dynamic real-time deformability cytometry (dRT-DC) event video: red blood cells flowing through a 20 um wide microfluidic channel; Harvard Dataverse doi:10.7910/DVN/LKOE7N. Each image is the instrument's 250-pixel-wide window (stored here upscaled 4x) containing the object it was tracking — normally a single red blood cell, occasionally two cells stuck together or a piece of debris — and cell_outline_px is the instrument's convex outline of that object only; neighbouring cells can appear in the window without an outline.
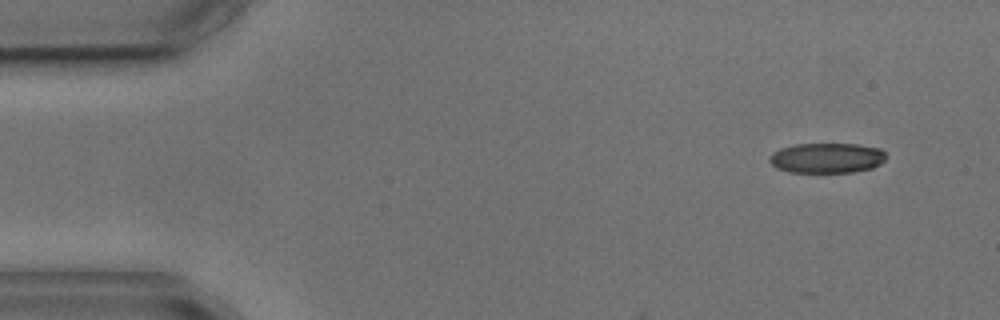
{"species": "common noctule bat (a hibernating species)", "species_latin": "Nyctalus noctula", "temperature_condition": "cold", "stored_images_in_passage": 4, "camera_frame_rate_fps": 3000, "um_per_image_px": 0.085, "animal": {"sex": "male", "body_mass_g": 17.9, "forearm_length_mm": 54.2}, "frame": {"image": 1, "passage_image": 1, "time_ms": 0.0, "image_size_px": [1000, 320], "cell_outline_px": [[888, 156], [880, 164], [872, 168], [852, 172], [788, 172], [776, 168], [768, 160], [768, 156], [772, 152], [780, 148], [796, 144], [856, 144], [880, 148]], "centroid_in_image_um": [70.26, 13.42], "position_along_channel_um": 14.7, "area_um2": 20.63}}
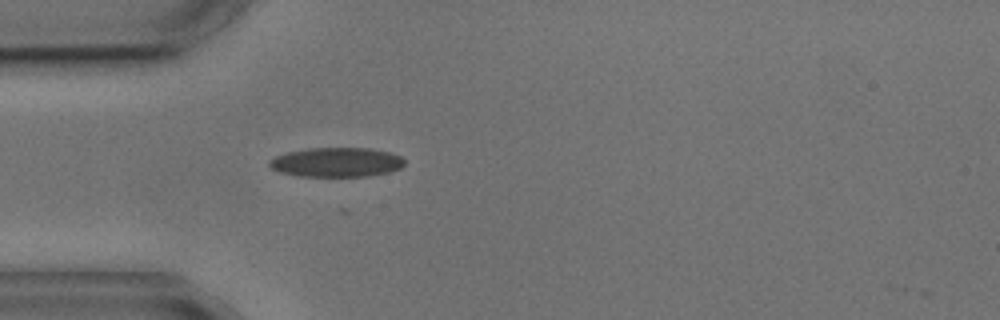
{"frame": {"image": 2, "passage_image": 4, "time_ms": 3.667, "image_size_px": [1000, 320], "cell_outline_px": [[404, 164], [400, 168], [388, 172], [368, 176], [296, 176], [280, 172], [272, 168], [268, 164], [268, 160], [276, 156], [288, 152], [308, 148], [368, 148], [388, 152], [400, 156], [404, 160]], "centroid_in_image_um": [28.57, 13.79], "position_along_channel_um": 56.4, "area_um2": 23.06}}